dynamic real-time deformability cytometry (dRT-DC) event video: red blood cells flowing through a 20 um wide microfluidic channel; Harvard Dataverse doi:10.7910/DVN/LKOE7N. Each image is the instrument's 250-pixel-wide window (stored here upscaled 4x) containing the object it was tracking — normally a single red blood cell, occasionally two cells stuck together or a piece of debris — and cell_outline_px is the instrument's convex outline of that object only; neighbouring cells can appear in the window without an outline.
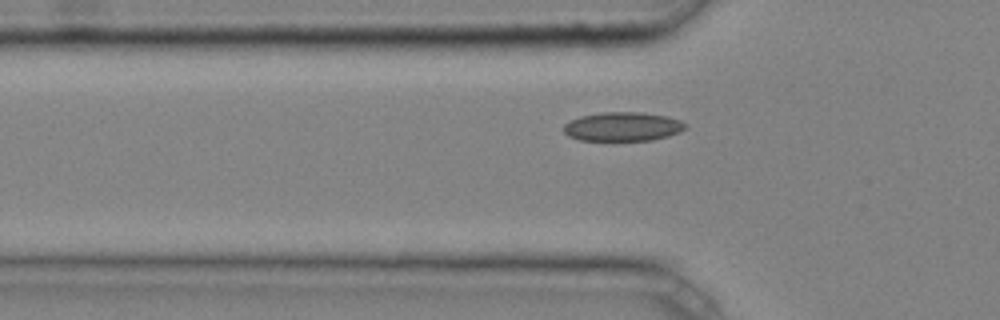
{"species": "common noctule bat (a hibernating species)", "species_latin": "Nyctalus noctula", "temperature_condition": "cold", "stored_images_in_passage": 2, "camera_frame_rate_fps": 3000, "um_per_image_px": 0.085, "animal": {"sex": "male", "body_mass_g": 20.4}, "frame": {"image": 1, "passage_image": 2, "time_ms": 0.333, "image_size_px": [1000, 320], "cell_outline_px": [[688, 128], [680, 132], [668, 136], [652, 140], [580, 140], [568, 136], [564, 132], [564, 124], [580, 116], [600, 112], [640, 112], [668, 116], [680, 120], [688, 124]], "centroid_in_image_um": [52.97, 10.75], "position_along_channel_um": 72.8, "area_um2": 20.69}}